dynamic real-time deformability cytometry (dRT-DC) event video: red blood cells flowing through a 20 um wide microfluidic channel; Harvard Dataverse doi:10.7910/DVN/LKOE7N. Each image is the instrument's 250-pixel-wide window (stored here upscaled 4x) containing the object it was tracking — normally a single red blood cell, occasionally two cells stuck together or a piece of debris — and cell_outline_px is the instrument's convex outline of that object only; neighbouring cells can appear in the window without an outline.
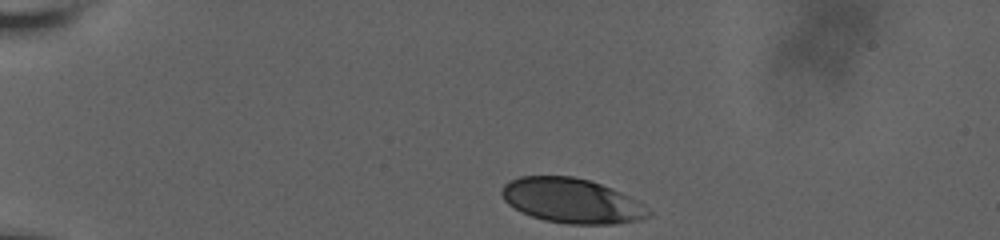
{"species": "human", "species_latin": "Homo sapiens", "temperature_condition": "room temperature", "stored_images_in_passage": 6, "camera_frame_rate_fps": 3000, "um_per_image_px": 0.085, "donor": {"sex": "male"}, "frame": {"image": 1, "passage_image": 1, "time_ms": 0.0, "image_size_px": [1000, 240], "cell_outline_px": [[652, 212], [648, 216], [640, 220], [616, 224], [568, 224], [544, 220], [532, 216], [508, 204], [504, 200], [500, 192], [504, 184], [520, 176], [572, 176], [588, 180], [612, 188], [644, 204]], "centroid_in_image_um": [48.61, 17.07], "position_along_channel_um": 36.4, "area_um2": 38.09}}
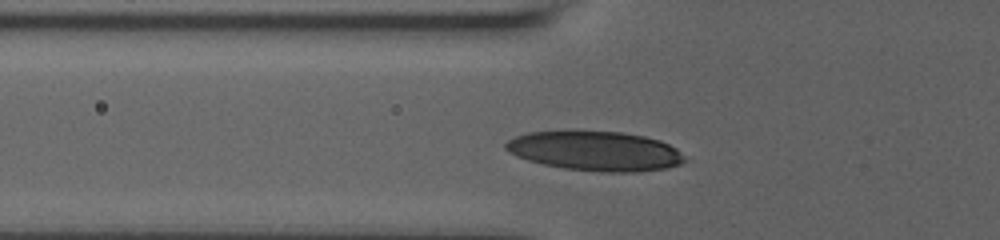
{"frame": {"image": 2, "passage_image": 5, "time_ms": 3.0, "image_size_px": [1000, 240], "cell_outline_px": [[688, 160], [680, 164], [668, 168], [636, 172], [600, 172], [564, 168], [544, 164], [528, 160], [516, 156], [508, 152], [504, 148], [504, 144], [508, 140], [516, 136], [528, 132], [620, 132], [644, 136], [660, 140], [676, 148]], "centroid_in_image_um": [50.62, 12.85], "position_along_channel_um": 75.2, "area_um2": 41.04}}